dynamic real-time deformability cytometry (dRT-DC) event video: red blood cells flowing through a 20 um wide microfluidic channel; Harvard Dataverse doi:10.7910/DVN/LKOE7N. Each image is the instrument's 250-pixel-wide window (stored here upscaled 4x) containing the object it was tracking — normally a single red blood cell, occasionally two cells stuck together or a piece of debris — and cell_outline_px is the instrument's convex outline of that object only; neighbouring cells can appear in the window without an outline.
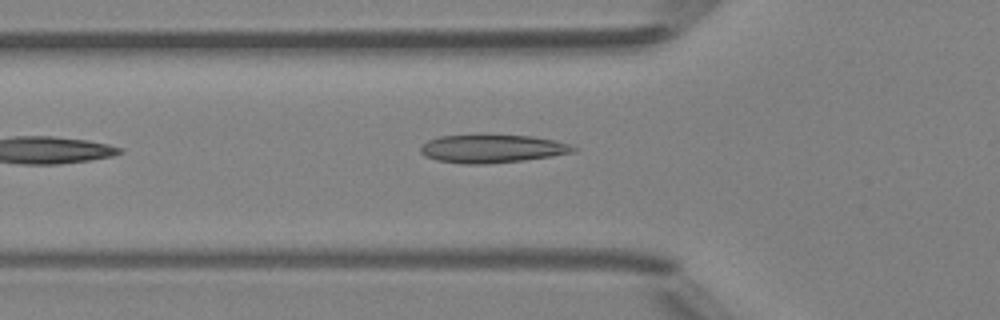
{"species": "Egyptian fruit bat (a non-hibernating species)", "species_latin": "Rousettus aegyptiacus", "temperature_condition": "room temperature", "stored_images_in_passage": 18, "camera_frame_rate_fps": 3000, "um_per_image_px": 0.085, "animal": {"sex": "female"}, "frame": {"image": 1, "passage_image": 2, "time_ms": 0.333, "image_size_px": [1000, 320], "cell_outline_px": [[580, 148], [576, 152], [552, 156], [524, 160], [484, 164], [464, 164], [436, 160], [424, 156], [420, 152], [420, 148], [428, 140], [440, 136], [476, 132], [532, 136], [556, 140]], "centroid_in_image_um": [41.83, 12.59], "position_along_channel_um": 84.0, "area_um2": 26.18}}
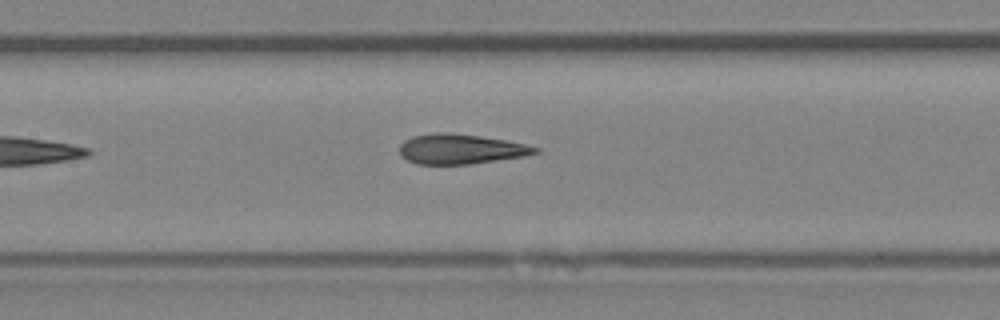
{"frame": {"image": 2, "passage_image": 8, "time_ms": 2.333, "image_size_px": [1000, 320], "cell_outline_px": [[540, 152], [524, 156], [468, 164], [416, 164], [400, 156], [400, 144], [404, 140], [412, 136], [432, 132], [440, 132], [480, 136], [508, 140], [540, 148]], "centroid_in_image_um": [39.13, 12.66], "position_along_channel_um": 168.3, "area_um2": 23.64}}
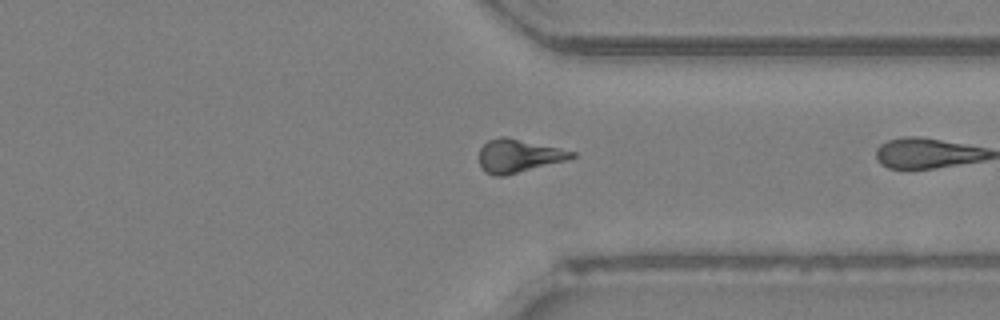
{"frame": {"image": 3, "passage_image": 17, "time_ms": 5.333, "image_size_px": [1000, 320], "cell_outline_px": [[576, 156], [568, 160], [504, 176], [496, 176], [484, 172], [480, 164], [480, 148], [488, 140], [500, 136], [508, 136], [560, 148], [576, 152]], "centroid_in_image_um": [44.09, 13.24], "position_along_channel_um": 367.3, "area_um2": 18.09}}